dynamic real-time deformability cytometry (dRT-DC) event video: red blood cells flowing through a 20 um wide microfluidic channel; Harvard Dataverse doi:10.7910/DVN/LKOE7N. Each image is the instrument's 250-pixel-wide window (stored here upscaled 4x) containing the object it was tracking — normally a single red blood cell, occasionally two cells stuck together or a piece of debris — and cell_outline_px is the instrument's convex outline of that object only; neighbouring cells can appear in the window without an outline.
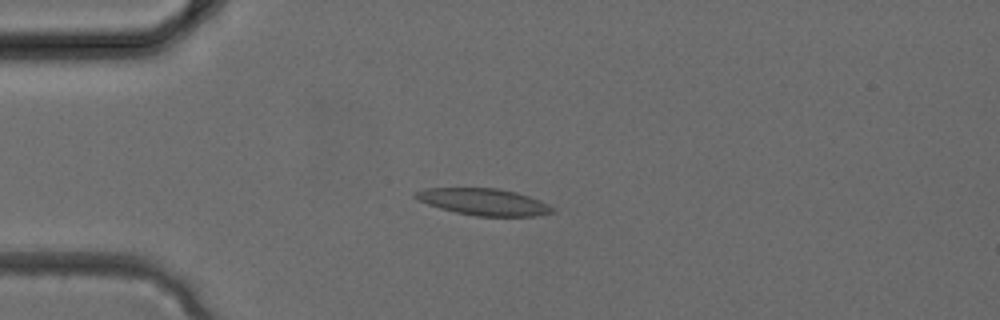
{"species": "common noctule bat (a hibernating species)", "species_latin": "Nyctalus noctula", "temperature_condition": "cold", "stored_images_in_passage": 2, "camera_frame_rate_fps": 3000, "um_per_image_px": 0.085, "animal": {"sex": "female", "body_mass_g": 24.6, "forearm_length_mm": 56.2}, "frame": {"image": 1, "passage_image": 2, "time_ms": 0.333, "image_size_px": [1000, 320], "cell_outline_px": [[556, 212], [536, 216], [476, 216], [456, 212], [440, 208], [428, 204], [412, 196], [412, 192], [424, 188], [500, 188], [516, 192], [540, 200], [556, 208]], "centroid_in_image_um": [41.13, 17.15], "position_along_channel_um": 43.9, "area_um2": 21.5}}